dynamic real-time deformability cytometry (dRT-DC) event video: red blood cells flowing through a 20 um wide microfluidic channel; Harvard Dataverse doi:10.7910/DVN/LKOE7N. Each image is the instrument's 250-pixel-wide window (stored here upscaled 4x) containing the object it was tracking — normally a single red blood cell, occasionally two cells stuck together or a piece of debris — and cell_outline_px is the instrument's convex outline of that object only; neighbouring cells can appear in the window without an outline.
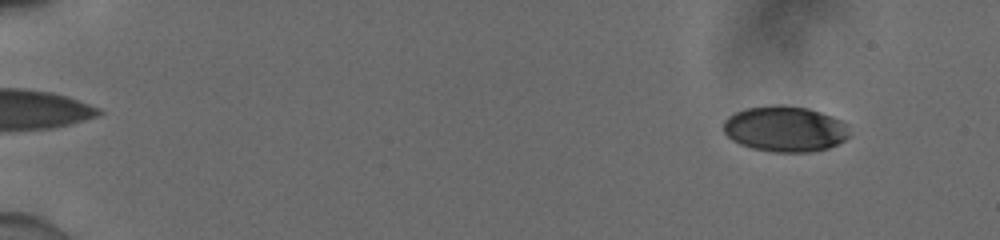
{"species": "human", "species_latin": "Homo sapiens", "temperature_condition": "cold", "stored_images_in_passage": 55, "camera_frame_rate_fps": 3000, "um_per_image_px": 0.085, "donor": {"sex": "male"}, "frame": {"image": 1, "passage_image": 6, "time_ms": 1.667, "image_size_px": [1000, 240], "cell_outline_px": [[848, 136], [844, 140], [828, 148], [812, 152], [772, 152], [752, 148], [740, 144], [732, 140], [724, 132], [724, 120], [728, 116], [736, 112], [748, 108], [776, 104], [784, 104], [808, 108], [832, 116], [848, 124]], "centroid_in_image_um": [66.73, 10.95], "position_along_channel_um": 18.3, "area_um2": 33.64}}
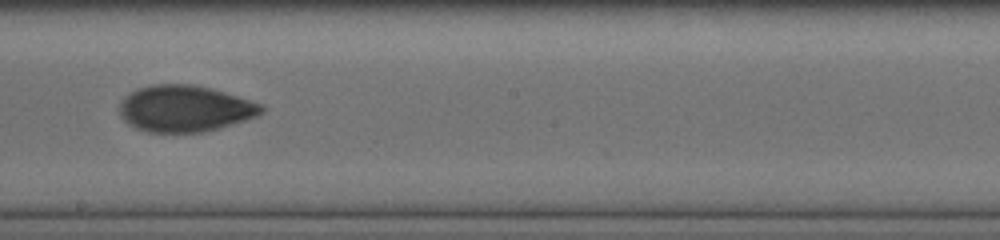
{"frame": {"image": 2, "passage_image": 34, "time_ms": 11.0, "image_size_px": [1000, 240], "cell_outline_px": [[264, 112], [256, 116], [232, 124], [204, 132], [148, 132], [136, 128], [128, 124], [120, 116], [120, 100], [124, 96], [140, 88], [152, 84], [192, 84], [212, 88], [264, 104]], "centroid_in_image_um": [15.72, 9.22], "position_along_channel_um": 232.5, "area_um2": 38.49}}
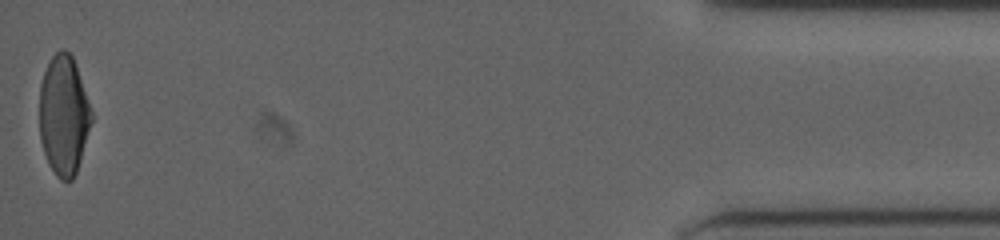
{"frame": {"image": 3, "passage_image": 55, "time_ms": 18.0, "image_size_px": [1000, 240], "cell_outline_px": [[92, 120], [80, 160], [76, 172], [72, 180], [60, 180], [56, 176], [48, 164], [40, 140], [40, 84], [44, 72], [52, 56], [60, 48], [64, 48], [72, 56], [92, 112]], "centroid_in_image_um": [5.4, 9.81], "position_along_channel_um": 429.8, "area_um2": 35.89}, "authors_computed_cell_mechanics": {"area_um2": 36.5874, "velocity_mm_per_s": 3.9234, "shape_relaxation_time_tau1_ms": 5.672, "shape_relaxation_time_tau2_ms": 2.0797, "deformation_change_tau1": 0.1608, "deformation_change_tau2": 0.0641}}